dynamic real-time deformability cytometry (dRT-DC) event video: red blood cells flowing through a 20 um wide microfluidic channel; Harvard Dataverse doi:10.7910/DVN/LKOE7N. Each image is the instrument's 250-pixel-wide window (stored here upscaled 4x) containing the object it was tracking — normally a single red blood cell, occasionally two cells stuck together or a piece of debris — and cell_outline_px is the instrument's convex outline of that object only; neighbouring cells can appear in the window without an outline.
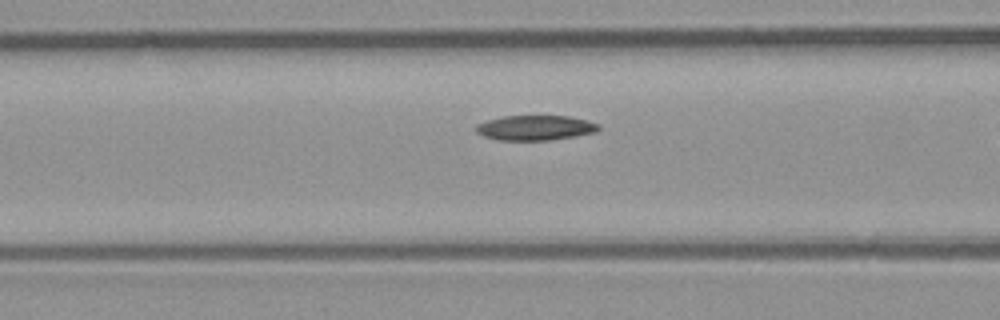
{"species": "common noctule bat (a hibernating species)", "species_latin": "Nyctalus noctula", "temperature_condition": "room temperature", "stored_images_in_passage": 26, "camera_frame_rate_fps": 3000, "um_per_image_px": 0.085, "animal": {"sex": "male", "body_mass_g": 23.1, "forearm_length_mm": 52.7}, "frame": {"image": 1, "passage_image": 15, "time_ms": 4.667, "image_size_px": [1000, 320], "cell_outline_px": [[600, 128], [596, 132], [576, 136], [548, 140], [496, 140], [484, 136], [476, 132], [476, 124], [500, 116], [568, 116], [588, 120], [600, 124]], "centroid_in_image_um": [45.51, 10.86], "position_along_channel_um": 121.1, "area_um2": 17.92}}